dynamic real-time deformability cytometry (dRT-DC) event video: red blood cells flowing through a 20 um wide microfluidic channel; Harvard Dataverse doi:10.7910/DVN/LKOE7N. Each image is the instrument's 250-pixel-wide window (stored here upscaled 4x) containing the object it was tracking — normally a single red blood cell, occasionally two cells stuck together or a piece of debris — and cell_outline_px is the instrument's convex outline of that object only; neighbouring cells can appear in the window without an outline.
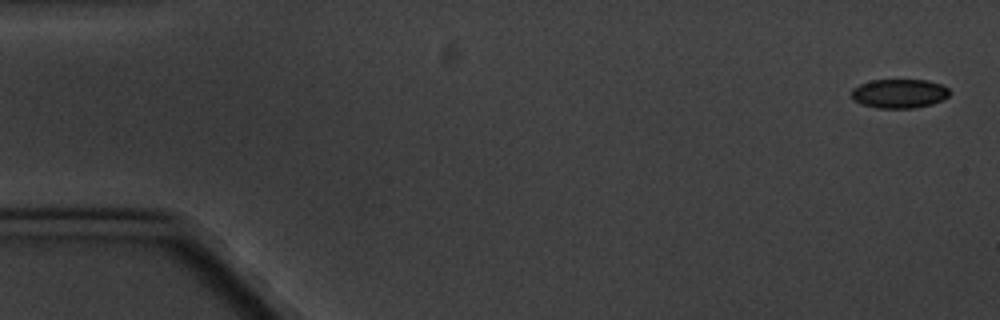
{"species": "common noctule bat (a hibernating species)", "species_latin": "Nyctalus noctula", "temperature_condition": "cold", "stored_images_in_passage": 7, "camera_frame_rate_fps": 3000, "um_per_image_px": 0.085, "animal": {"sex": "male", "body_mass_g": 20.1, "forearm_length_mm": 53.5}, "frame": {"image": 1, "passage_image": 1, "time_ms": 0.0, "image_size_px": [1000, 320], "cell_outline_px": [[952, 92], [944, 100], [932, 104], [916, 108], [876, 108], [860, 104], [852, 100], [852, 88], [860, 84], [872, 80], [928, 80], [940, 84], [948, 88]], "centroid_in_image_um": [76.45, 7.96], "position_along_channel_um": 8.6, "area_um2": 16.88}}
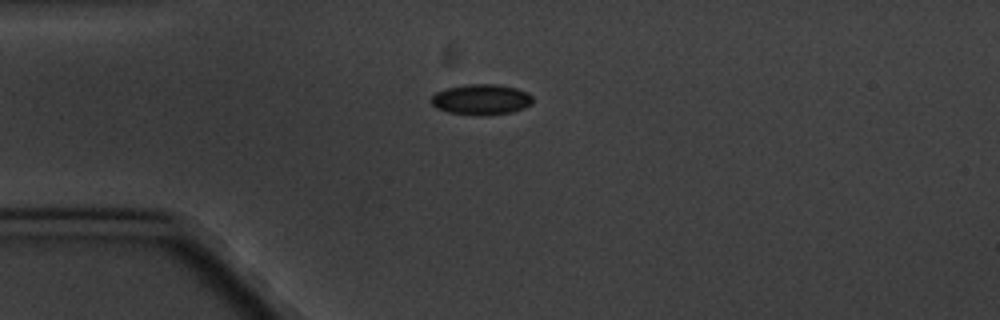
{"frame": {"image": 2, "passage_image": 5, "time_ms": 4.333, "image_size_px": [1000, 320], "cell_outline_px": [[532, 104], [524, 108], [512, 112], [480, 116], [448, 112], [436, 108], [428, 100], [436, 92], [448, 88], [464, 84], [500, 84], [516, 88], [528, 92], [532, 96]], "centroid_in_image_um": [40.9, 8.45], "position_along_channel_um": 44.1, "area_um2": 18.32}}